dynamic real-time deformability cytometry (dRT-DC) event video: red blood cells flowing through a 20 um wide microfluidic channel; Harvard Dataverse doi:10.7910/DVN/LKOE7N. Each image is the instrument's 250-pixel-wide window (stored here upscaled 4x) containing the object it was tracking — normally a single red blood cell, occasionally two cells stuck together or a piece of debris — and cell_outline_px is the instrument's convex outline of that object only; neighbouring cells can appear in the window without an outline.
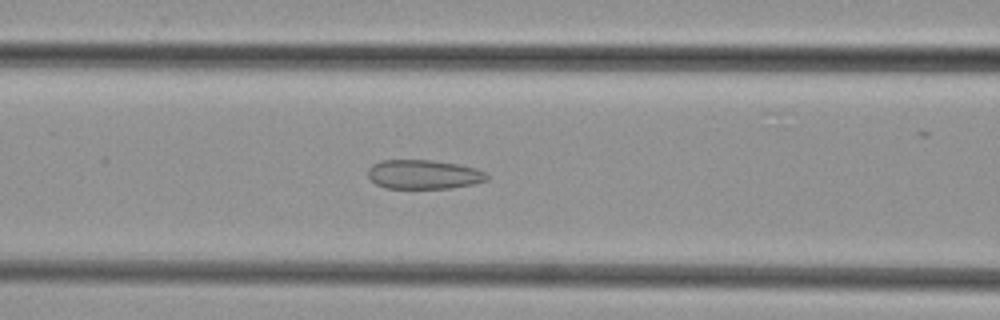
{"species": "common noctule bat (a hibernating species)", "species_latin": "Nyctalus noctula", "temperature_condition": "cold", "stored_images_in_passage": 43, "camera_frame_rate_fps": 3000, "um_per_image_px": 0.085, "animal": {"sex": "female", "body_mass_g": 29.2, "forearm_length_mm": 56.3}, "frame": {"image": 1, "passage_image": 15, "time_ms": 4.667, "image_size_px": [1000, 320], "cell_outline_px": [[488, 180], [472, 184], [452, 188], [384, 188], [376, 184], [368, 176], [368, 168], [372, 164], [380, 160], [432, 160], [460, 164], [476, 168], [488, 172]], "centroid_in_image_um": [36.03, 14.82], "position_along_channel_um": 130.6, "area_um2": 20.46}}
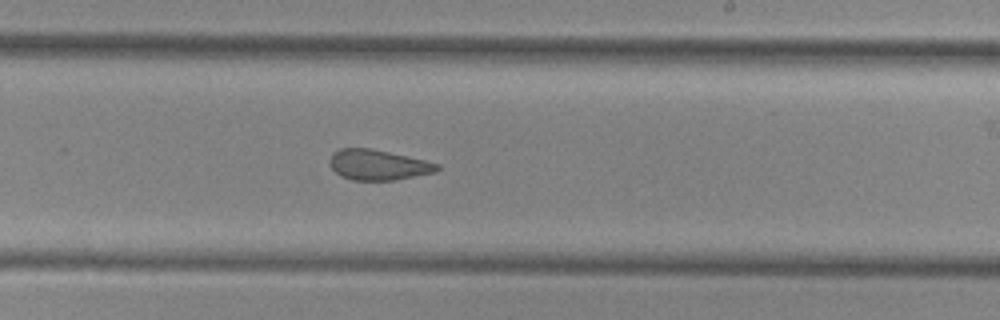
{"frame": {"image": 2, "passage_image": 24, "time_ms": 7.667, "image_size_px": [1000, 320], "cell_outline_px": [[440, 168], [436, 172], [392, 180], [352, 180], [340, 176], [328, 164], [328, 160], [332, 152], [340, 148], [372, 148], [424, 160], [440, 164]], "centroid_in_image_um": [32.09, 14.0], "position_along_channel_um": 256.9, "area_um2": 19.07}}
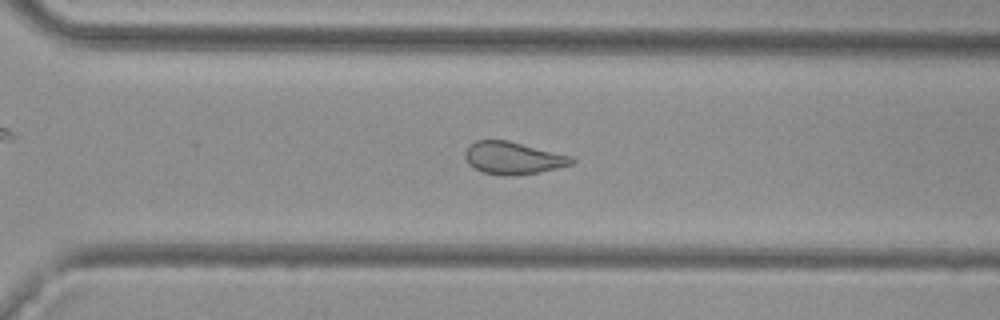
{"frame": {"image": 3, "passage_image": 29, "time_ms": 9.333, "image_size_px": [1000, 320], "cell_outline_px": [[576, 160], [572, 164], [540, 172], [512, 176], [504, 176], [484, 172], [472, 168], [468, 164], [464, 156], [464, 152], [476, 140], [508, 140], [572, 156]], "centroid_in_image_um": [43.6, 13.44], "position_along_channel_um": 327.0, "area_um2": 20.17}}